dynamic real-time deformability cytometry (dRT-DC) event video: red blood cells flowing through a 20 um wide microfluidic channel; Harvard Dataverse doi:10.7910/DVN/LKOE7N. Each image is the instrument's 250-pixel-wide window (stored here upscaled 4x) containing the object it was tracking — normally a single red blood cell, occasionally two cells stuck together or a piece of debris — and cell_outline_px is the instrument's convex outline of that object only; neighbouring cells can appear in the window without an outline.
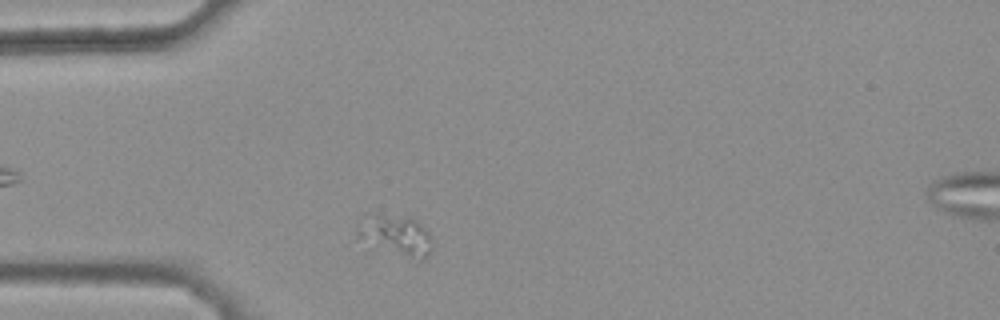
{"species": "common noctule bat (a hibernating species)", "species_latin": "Nyctalus noctula", "temperature_condition": "warm", "stored_images_in_passage": 29, "camera_frame_rate_fps": 3000, "um_per_image_px": 0.085, "animal": {"sex": "female", "body_mass_g": 25.1}, "frame": {"image": 1, "passage_image": 2, "time_ms": 0.333, "image_size_px": [1000, 320], "cell_outline_px": [[432, 248], [420, 260], [372, 248], [356, 236], [376, 216], [412, 216], [432, 236]], "centroid_in_image_um": [33.79, 20.08], "position_along_channel_um": 51.2, "area_um2": 16.59}}
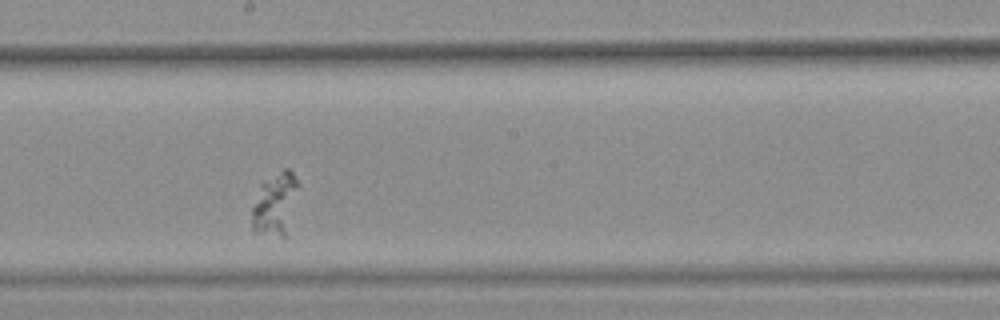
{"frame": {"image": 2, "passage_image": 17, "time_ms": 5.333, "image_size_px": [1000, 320], "cell_outline_px": [[300, 184], [284, 240], [252, 232], [252, 208], [260, 184], [284, 168], [288, 168], [292, 172]], "centroid_in_image_um": [23.38, 17.39], "position_along_channel_um": 224.8, "area_um2": 17.17}}
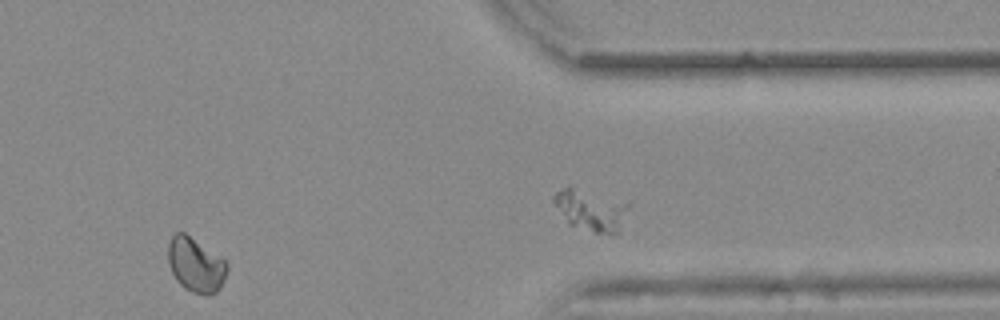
{"frame": {"image": 3, "passage_image": 28, "time_ms": 9.0, "image_size_px": [1000, 320], "cell_outline_px": [[228, 268], [224, 280], [220, 288], [216, 292], [208, 296], [192, 292], [184, 288], [176, 280], [168, 264], [168, 244], [172, 236], [176, 232], [184, 232], [224, 260], [228, 264]], "centroid_in_image_um": [16.62, 22.54], "position_along_channel_um": 394.8, "area_um2": 18.61}}